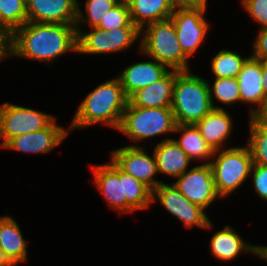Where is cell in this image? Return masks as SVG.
Listing matches in <instances>:
<instances>
[{
  "label": "cell",
  "mask_w": 267,
  "mask_h": 266,
  "mask_svg": "<svg viewBox=\"0 0 267 266\" xmlns=\"http://www.w3.org/2000/svg\"><path fill=\"white\" fill-rule=\"evenodd\" d=\"M9 58L53 64L68 52L77 54L75 25L26 22L9 38Z\"/></svg>",
  "instance_id": "obj_1"
},
{
  "label": "cell",
  "mask_w": 267,
  "mask_h": 266,
  "mask_svg": "<svg viewBox=\"0 0 267 266\" xmlns=\"http://www.w3.org/2000/svg\"><path fill=\"white\" fill-rule=\"evenodd\" d=\"M128 97L117 77L99 84L79 103L70 123L69 133L73 129H82L95 124H103L118 130Z\"/></svg>",
  "instance_id": "obj_2"
},
{
  "label": "cell",
  "mask_w": 267,
  "mask_h": 266,
  "mask_svg": "<svg viewBox=\"0 0 267 266\" xmlns=\"http://www.w3.org/2000/svg\"><path fill=\"white\" fill-rule=\"evenodd\" d=\"M177 124H196L214 108L207 79L190 71L175 70L171 104Z\"/></svg>",
  "instance_id": "obj_3"
},
{
  "label": "cell",
  "mask_w": 267,
  "mask_h": 266,
  "mask_svg": "<svg viewBox=\"0 0 267 266\" xmlns=\"http://www.w3.org/2000/svg\"><path fill=\"white\" fill-rule=\"evenodd\" d=\"M140 54L153 58L170 70L190 71L189 57L183 52L177 39L171 18L148 24L141 30Z\"/></svg>",
  "instance_id": "obj_4"
},
{
  "label": "cell",
  "mask_w": 267,
  "mask_h": 266,
  "mask_svg": "<svg viewBox=\"0 0 267 266\" xmlns=\"http://www.w3.org/2000/svg\"><path fill=\"white\" fill-rule=\"evenodd\" d=\"M176 126L171 107L142 108L128 102L117 132L137 143L163 134H174Z\"/></svg>",
  "instance_id": "obj_5"
},
{
  "label": "cell",
  "mask_w": 267,
  "mask_h": 266,
  "mask_svg": "<svg viewBox=\"0 0 267 266\" xmlns=\"http://www.w3.org/2000/svg\"><path fill=\"white\" fill-rule=\"evenodd\" d=\"M210 165L216 190L220 197L225 199L250 177L253 159L247 145H236L215 150Z\"/></svg>",
  "instance_id": "obj_6"
},
{
  "label": "cell",
  "mask_w": 267,
  "mask_h": 266,
  "mask_svg": "<svg viewBox=\"0 0 267 266\" xmlns=\"http://www.w3.org/2000/svg\"><path fill=\"white\" fill-rule=\"evenodd\" d=\"M76 32L78 54H114L123 50L126 51L136 42L139 43L138 46L140 47L141 30L138 27H120L109 31L94 27L88 32L81 28Z\"/></svg>",
  "instance_id": "obj_7"
},
{
  "label": "cell",
  "mask_w": 267,
  "mask_h": 266,
  "mask_svg": "<svg viewBox=\"0 0 267 266\" xmlns=\"http://www.w3.org/2000/svg\"><path fill=\"white\" fill-rule=\"evenodd\" d=\"M55 118V115L22 105L0 104V148L16 136L43 130Z\"/></svg>",
  "instance_id": "obj_8"
},
{
  "label": "cell",
  "mask_w": 267,
  "mask_h": 266,
  "mask_svg": "<svg viewBox=\"0 0 267 266\" xmlns=\"http://www.w3.org/2000/svg\"><path fill=\"white\" fill-rule=\"evenodd\" d=\"M152 200L153 203L158 200L159 204L169 214L182 221L186 228L197 226L207 231L214 227L206 210L190 202L173 183H161L153 190Z\"/></svg>",
  "instance_id": "obj_9"
},
{
  "label": "cell",
  "mask_w": 267,
  "mask_h": 266,
  "mask_svg": "<svg viewBox=\"0 0 267 266\" xmlns=\"http://www.w3.org/2000/svg\"><path fill=\"white\" fill-rule=\"evenodd\" d=\"M172 183L190 202L205 210L216 199H222L216 190L210 164L200 163L193 166L177 177L176 181Z\"/></svg>",
  "instance_id": "obj_10"
},
{
  "label": "cell",
  "mask_w": 267,
  "mask_h": 266,
  "mask_svg": "<svg viewBox=\"0 0 267 266\" xmlns=\"http://www.w3.org/2000/svg\"><path fill=\"white\" fill-rule=\"evenodd\" d=\"M146 146L130 144L113 149L111 159L126 173L145 183L152 190L157 188L164 180L155 178L158 173L157 161L154 152L150 156Z\"/></svg>",
  "instance_id": "obj_11"
},
{
  "label": "cell",
  "mask_w": 267,
  "mask_h": 266,
  "mask_svg": "<svg viewBox=\"0 0 267 266\" xmlns=\"http://www.w3.org/2000/svg\"><path fill=\"white\" fill-rule=\"evenodd\" d=\"M93 183L104 197L109 209L118 214L135 212L124 195V171L110 158L105 164L92 166Z\"/></svg>",
  "instance_id": "obj_12"
},
{
  "label": "cell",
  "mask_w": 267,
  "mask_h": 266,
  "mask_svg": "<svg viewBox=\"0 0 267 266\" xmlns=\"http://www.w3.org/2000/svg\"><path fill=\"white\" fill-rule=\"evenodd\" d=\"M207 10L174 9L170 16L183 52L190 58L207 38L210 23L205 19Z\"/></svg>",
  "instance_id": "obj_13"
},
{
  "label": "cell",
  "mask_w": 267,
  "mask_h": 266,
  "mask_svg": "<svg viewBox=\"0 0 267 266\" xmlns=\"http://www.w3.org/2000/svg\"><path fill=\"white\" fill-rule=\"evenodd\" d=\"M67 136H69V128L59 126L55 118L43 130L12 138L3 149L31 154H48L63 140H66Z\"/></svg>",
  "instance_id": "obj_14"
},
{
  "label": "cell",
  "mask_w": 267,
  "mask_h": 266,
  "mask_svg": "<svg viewBox=\"0 0 267 266\" xmlns=\"http://www.w3.org/2000/svg\"><path fill=\"white\" fill-rule=\"evenodd\" d=\"M28 22L76 25L78 0H26Z\"/></svg>",
  "instance_id": "obj_15"
},
{
  "label": "cell",
  "mask_w": 267,
  "mask_h": 266,
  "mask_svg": "<svg viewBox=\"0 0 267 266\" xmlns=\"http://www.w3.org/2000/svg\"><path fill=\"white\" fill-rule=\"evenodd\" d=\"M150 59V61L148 59V61L132 63L116 76L127 97L136 90L160 80L170 71L164 64L153 58Z\"/></svg>",
  "instance_id": "obj_16"
},
{
  "label": "cell",
  "mask_w": 267,
  "mask_h": 266,
  "mask_svg": "<svg viewBox=\"0 0 267 266\" xmlns=\"http://www.w3.org/2000/svg\"><path fill=\"white\" fill-rule=\"evenodd\" d=\"M236 79L239 84L241 103L251 106L248 110L250 118L266 97L262 84V61L253 58L250 54Z\"/></svg>",
  "instance_id": "obj_17"
},
{
  "label": "cell",
  "mask_w": 267,
  "mask_h": 266,
  "mask_svg": "<svg viewBox=\"0 0 267 266\" xmlns=\"http://www.w3.org/2000/svg\"><path fill=\"white\" fill-rule=\"evenodd\" d=\"M175 84V70H170L160 80L136 90L128 97V102L142 108L171 107Z\"/></svg>",
  "instance_id": "obj_18"
},
{
  "label": "cell",
  "mask_w": 267,
  "mask_h": 266,
  "mask_svg": "<svg viewBox=\"0 0 267 266\" xmlns=\"http://www.w3.org/2000/svg\"><path fill=\"white\" fill-rule=\"evenodd\" d=\"M210 252L220 261L229 262L238 258L242 253L256 256L257 245L242 239L240 234L230 225H225L210 238Z\"/></svg>",
  "instance_id": "obj_19"
},
{
  "label": "cell",
  "mask_w": 267,
  "mask_h": 266,
  "mask_svg": "<svg viewBox=\"0 0 267 266\" xmlns=\"http://www.w3.org/2000/svg\"><path fill=\"white\" fill-rule=\"evenodd\" d=\"M233 118L229 110L213 109L195 125L204 140L215 150L226 149L225 146L233 132ZM227 140V141H226Z\"/></svg>",
  "instance_id": "obj_20"
},
{
  "label": "cell",
  "mask_w": 267,
  "mask_h": 266,
  "mask_svg": "<svg viewBox=\"0 0 267 266\" xmlns=\"http://www.w3.org/2000/svg\"><path fill=\"white\" fill-rule=\"evenodd\" d=\"M157 161L158 174L176 179L190 169L191 160L173 138H162L153 149Z\"/></svg>",
  "instance_id": "obj_21"
},
{
  "label": "cell",
  "mask_w": 267,
  "mask_h": 266,
  "mask_svg": "<svg viewBox=\"0 0 267 266\" xmlns=\"http://www.w3.org/2000/svg\"><path fill=\"white\" fill-rule=\"evenodd\" d=\"M20 229L13 217L0 216V247L15 266L28 260L27 240Z\"/></svg>",
  "instance_id": "obj_22"
},
{
  "label": "cell",
  "mask_w": 267,
  "mask_h": 266,
  "mask_svg": "<svg viewBox=\"0 0 267 266\" xmlns=\"http://www.w3.org/2000/svg\"><path fill=\"white\" fill-rule=\"evenodd\" d=\"M132 22L142 30L148 24L169 19L174 12L171 0H127Z\"/></svg>",
  "instance_id": "obj_23"
},
{
  "label": "cell",
  "mask_w": 267,
  "mask_h": 266,
  "mask_svg": "<svg viewBox=\"0 0 267 266\" xmlns=\"http://www.w3.org/2000/svg\"><path fill=\"white\" fill-rule=\"evenodd\" d=\"M174 133L181 134L179 139H173L191 161H205L204 164H210L214 149L204 140L195 124H177Z\"/></svg>",
  "instance_id": "obj_24"
},
{
  "label": "cell",
  "mask_w": 267,
  "mask_h": 266,
  "mask_svg": "<svg viewBox=\"0 0 267 266\" xmlns=\"http://www.w3.org/2000/svg\"><path fill=\"white\" fill-rule=\"evenodd\" d=\"M27 21L26 0H0V36L9 38Z\"/></svg>",
  "instance_id": "obj_25"
},
{
  "label": "cell",
  "mask_w": 267,
  "mask_h": 266,
  "mask_svg": "<svg viewBox=\"0 0 267 266\" xmlns=\"http://www.w3.org/2000/svg\"><path fill=\"white\" fill-rule=\"evenodd\" d=\"M249 57L244 58L232 50L221 49L210 62L214 78H236Z\"/></svg>",
  "instance_id": "obj_26"
},
{
  "label": "cell",
  "mask_w": 267,
  "mask_h": 266,
  "mask_svg": "<svg viewBox=\"0 0 267 266\" xmlns=\"http://www.w3.org/2000/svg\"><path fill=\"white\" fill-rule=\"evenodd\" d=\"M124 195L127 204L134 211H141L153 204V190L145 183L124 171Z\"/></svg>",
  "instance_id": "obj_27"
},
{
  "label": "cell",
  "mask_w": 267,
  "mask_h": 266,
  "mask_svg": "<svg viewBox=\"0 0 267 266\" xmlns=\"http://www.w3.org/2000/svg\"><path fill=\"white\" fill-rule=\"evenodd\" d=\"M211 84L207 80L211 102L214 109H225L216 106L215 103L233 106L237 102H241L239 84L236 78H214ZM216 101V102H215Z\"/></svg>",
  "instance_id": "obj_28"
},
{
  "label": "cell",
  "mask_w": 267,
  "mask_h": 266,
  "mask_svg": "<svg viewBox=\"0 0 267 266\" xmlns=\"http://www.w3.org/2000/svg\"><path fill=\"white\" fill-rule=\"evenodd\" d=\"M85 12L82 10L81 3L78 2V12L76 21V30H80L82 25L91 28L97 27L106 12L117 5L121 0H85ZM81 26V27H80Z\"/></svg>",
  "instance_id": "obj_29"
},
{
  "label": "cell",
  "mask_w": 267,
  "mask_h": 266,
  "mask_svg": "<svg viewBox=\"0 0 267 266\" xmlns=\"http://www.w3.org/2000/svg\"><path fill=\"white\" fill-rule=\"evenodd\" d=\"M249 139L247 145L250 149L253 164L267 167V128L257 125L249 118Z\"/></svg>",
  "instance_id": "obj_30"
},
{
  "label": "cell",
  "mask_w": 267,
  "mask_h": 266,
  "mask_svg": "<svg viewBox=\"0 0 267 266\" xmlns=\"http://www.w3.org/2000/svg\"><path fill=\"white\" fill-rule=\"evenodd\" d=\"M97 27L104 31L120 27H137L131 20L127 0H121L117 5L106 12V16L103 17Z\"/></svg>",
  "instance_id": "obj_31"
},
{
  "label": "cell",
  "mask_w": 267,
  "mask_h": 266,
  "mask_svg": "<svg viewBox=\"0 0 267 266\" xmlns=\"http://www.w3.org/2000/svg\"><path fill=\"white\" fill-rule=\"evenodd\" d=\"M240 2L251 19L260 25L259 29L267 27V0H240Z\"/></svg>",
  "instance_id": "obj_32"
},
{
  "label": "cell",
  "mask_w": 267,
  "mask_h": 266,
  "mask_svg": "<svg viewBox=\"0 0 267 266\" xmlns=\"http://www.w3.org/2000/svg\"><path fill=\"white\" fill-rule=\"evenodd\" d=\"M250 175L255 193L267 201V167L253 164Z\"/></svg>",
  "instance_id": "obj_33"
},
{
  "label": "cell",
  "mask_w": 267,
  "mask_h": 266,
  "mask_svg": "<svg viewBox=\"0 0 267 266\" xmlns=\"http://www.w3.org/2000/svg\"><path fill=\"white\" fill-rule=\"evenodd\" d=\"M252 45L251 56L261 61H267V27L258 30Z\"/></svg>",
  "instance_id": "obj_34"
},
{
  "label": "cell",
  "mask_w": 267,
  "mask_h": 266,
  "mask_svg": "<svg viewBox=\"0 0 267 266\" xmlns=\"http://www.w3.org/2000/svg\"><path fill=\"white\" fill-rule=\"evenodd\" d=\"M175 9L207 10L208 0H171Z\"/></svg>",
  "instance_id": "obj_35"
},
{
  "label": "cell",
  "mask_w": 267,
  "mask_h": 266,
  "mask_svg": "<svg viewBox=\"0 0 267 266\" xmlns=\"http://www.w3.org/2000/svg\"><path fill=\"white\" fill-rule=\"evenodd\" d=\"M257 125L267 128V96L250 117Z\"/></svg>",
  "instance_id": "obj_36"
},
{
  "label": "cell",
  "mask_w": 267,
  "mask_h": 266,
  "mask_svg": "<svg viewBox=\"0 0 267 266\" xmlns=\"http://www.w3.org/2000/svg\"><path fill=\"white\" fill-rule=\"evenodd\" d=\"M9 59V40L7 37L0 36V62Z\"/></svg>",
  "instance_id": "obj_37"
},
{
  "label": "cell",
  "mask_w": 267,
  "mask_h": 266,
  "mask_svg": "<svg viewBox=\"0 0 267 266\" xmlns=\"http://www.w3.org/2000/svg\"><path fill=\"white\" fill-rule=\"evenodd\" d=\"M262 84L264 93L267 96V61H262Z\"/></svg>",
  "instance_id": "obj_38"
},
{
  "label": "cell",
  "mask_w": 267,
  "mask_h": 266,
  "mask_svg": "<svg viewBox=\"0 0 267 266\" xmlns=\"http://www.w3.org/2000/svg\"><path fill=\"white\" fill-rule=\"evenodd\" d=\"M0 266H15L0 247Z\"/></svg>",
  "instance_id": "obj_39"
},
{
  "label": "cell",
  "mask_w": 267,
  "mask_h": 266,
  "mask_svg": "<svg viewBox=\"0 0 267 266\" xmlns=\"http://www.w3.org/2000/svg\"><path fill=\"white\" fill-rule=\"evenodd\" d=\"M257 256L267 261V245L266 246L257 245L256 257Z\"/></svg>",
  "instance_id": "obj_40"
}]
</instances>
